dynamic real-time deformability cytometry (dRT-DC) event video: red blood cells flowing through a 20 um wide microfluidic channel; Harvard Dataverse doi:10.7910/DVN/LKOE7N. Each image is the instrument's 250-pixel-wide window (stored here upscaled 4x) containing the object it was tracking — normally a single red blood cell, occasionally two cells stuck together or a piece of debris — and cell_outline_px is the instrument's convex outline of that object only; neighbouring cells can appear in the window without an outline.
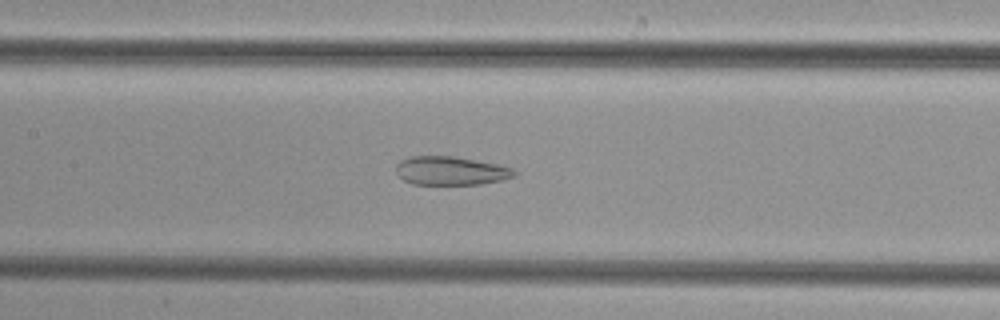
{"species": "common noctule bat (a hibernating species)", "species_latin": "Nyctalus noctula", "temperature_condition": "cold", "stored_images_in_passage": 33, "camera_frame_rate_fps": 3000, "um_per_image_px": 0.085, "animal": {"sex": "female", "body_mass_g": 29.2, "forearm_length_mm": 56.3}, "frame": {"image": 1, "passage_image": 8, "time_ms": 2.333, "image_size_px": [1000, 320], "cell_outline_px": [[516, 176], [500, 180], [480, 184], [412, 184], [404, 180], [396, 172], [396, 164], [400, 160], [412, 156], [452, 156], [496, 164], [512, 168], [516, 172]], "centroid_in_image_um": [38.29, 14.51], "position_along_channel_um": 169.1, "area_um2": 19.54}}
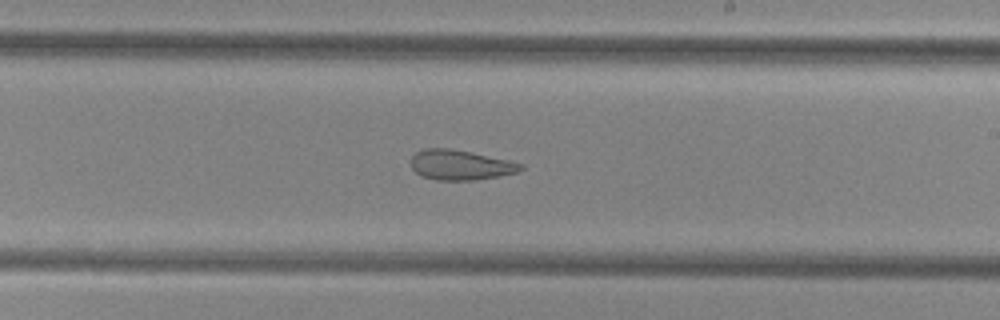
{"frame": {"image": 2, "passage_image": 14, "time_ms": 4.333, "image_size_px": [1000, 320], "cell_outline_px": [[524, 168], [516, 172], [496, 176], [472, 180], [436, 180], [420, 176], [412, 168], [412, 156], [416, 152], [424, 148], [448, 148], [508, 160], [524, 164]], "centroid_in_image_um": [39.1, 14.02], "position_along_channel_um": 249.9, "area_um2": 18.9}}
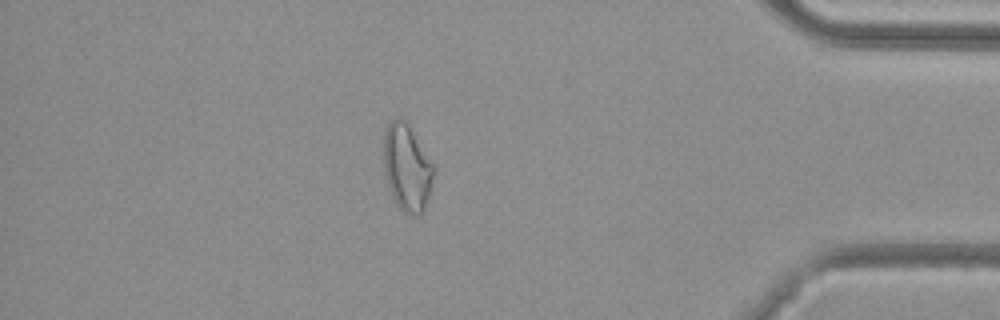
{"frame": {"image": 3, "passage_image": 28, "time_ms": 9.0, "image_size_px": [1000, 320], "cell_outline_px": [[432, 176], [428, 196], [424, 208], [416, 216], [408, 216], [396, 204], [392, 196], [384, 172], [384, 128], [396, 116], [400, 116], [408, 124], [432, 164]], "centroid_in_image_um": [34.53, 14.23], "position_along_channel_um": 400.7, "area_um2": 24.74}}